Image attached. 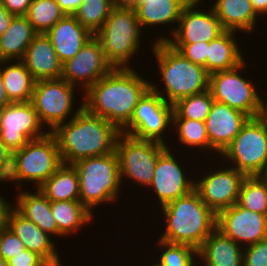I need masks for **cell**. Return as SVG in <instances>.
<instances>
[{"label": "cell", "mask_w": 267, "mask_h": 266, "mask_svg": "<svg viewBox=\"0 0 267 266\" xmlns=\"http://www.w3.org/2000/svg\"><path fill=\"white\" fill-rule=\"evenodd\" d=\"M141 75L134 68H113L82 91L83 107L121 131L130 122L139 100L151 88L152 79Z\"/></svg>", "instance_id": "obj_1"}, {"label": "cell", "mask_w": 267, "mask_h": 266, "mask_svg": "<svg viewBox=\"0 0 267 266\" xmlns=\"http://www.w3.org/2000/svg\"><path fill=\"white\" fill-rule=\"evenodd\" d=\"M63 164L115 152L121 131L106 119L89 113L84 107L69 121L52 132Z\"/></svg>", "instance_id": "obj_2"}, {"label": "cell", "mask_w": 267, "mask_h": 266, "mask_svg": "<svg viewBox=\"0 0 267 266\" xmlns=\"http://www.w3.org/2000/svg\"><path fill=\"white\" fill-rule=\"evenodd\" d=\"M161 208L165 224L159 239L178 244H188L198 249L216 229L217 215L201 200L193 189L185 196Z\"/></svg>", "instance_id": "obj_3"}, {"label": "cell", "mask_w": 267, "mask_h": 266, "mask_svg": "<svg viewBox=\"0 0 267 266\" xmlns=\"http://www.w3.org/2000/svg\"><path fill=\"white\" fill-rule=\"evenodd\" d=\"M151 53L158 68L160 84L151 81V89L167 103L173 105L178 100L202 93L209 89V73L198 64L186 59L179 51L165 41L152 43ZM164 84L161 89L159 85ZM164 88V89H163ZM163 89V90H162Z\"/></svg>", "instance_id": "obj_4"}, {"label": "cell", "mask_w": 267, "mask_h": 266, "mask_svg": "<svg viewBox=\"0 0 267 266\" xmlns=\"http://www.w3.org/2000/svg\"><path fill=\"white\" fill-rule=\"evenodd\" d=\"M143 33L135 9L115 6L94 37L100 42L106 60L113 68H133L130 63H135L132 61L134 55L138 56L141 52V37L143 40L146 38Z\"/></svg>", "instance_id": "obj_5"}, {"label": "cell", "mask_w": 267, "mask_h": 266, "mask_svg": "<svg viewBox=\"0 0 267 266\" xmlns=\"http://www.w3.org/2000/svg\"><path fill=\"white\" fill-rule=\"evenodd\" d=\"M72 166L79 178L80 202L92 214L103 203L119 200L123 187L116 152L81 159Z\"/></svg>", "instance_id": "obj_6"}, {"label": "cell", "mask_w": 267, "mask_h": 266, "mask_svg": "<svg viewBox=\"0 0 267 266\" xmlns=\"http://www.w3.org/2000/svg\"><path fill=\"white\" fill-rule=\"evenodd\" d=\"M62 164L57 141L48 132L43 137L29 140L25 146L12 153V167L7 182H13L21 189L32 183L37 189Z\"/></svg>", "instance_id": "obj_7"}, {"label": "cell", "mask_w": 267, "mask_h": 266, "mask_svg": "<svg viewBox=\"0 0 267 266\" xmlns=\"http://www.w3.org/2000/svg\"><path fill=\"white\" fill-rule=\"evenodd\" d=\"M219 158L245 176H263L267 170V119L249 118Z\"/></svg>", "instance_id": "obj_8"}, {"label": "cell", "mask_w": 267, "mask_h": 266, "mask_svg": "<svg viewBox=\"0 0 267 266\" xmlns=\"http://www.w3.org/2000/svg\"><path fill=\"white\" fill-rule=\"evenodd\" d=\"M246 61L231 70L209 74V90L214 101L227 104L249 118H256L262 114L263 91L260 94L257 91L258 85L253 80L246 79L245 73L243 75V70L246 72V68L249 69Z\"/></svg>", "instance_id": "obj_9"}, {"label": "cell", "mask_w": 267, "mask_h": 266, "mask_svg": "<svg viewBox=\"0 0 267 266\" xmlns=\"http://www.w3.org/2000/svg\"><path fill=\"white\" fill-rule=\"evenodd\" d=\"M75 90L79 88L61 78L35 82L31 103L42 126L49 128H46L48 132L71 120L83 108V101L75 105Z\"/></svg>", "instance_id": "obj_10"}, {"label": "cell", "mask_w": 267, "mask_h": 266, "mask_svg": "<svg viewBox=\"0 0 267 266\" xmlns=\"http://www.w3.org/2000/svg\"><path fill=\"white\" fill-rule=\"evenodd\" d=\"M167 148L165 144L141 140L121 132L115 144V152L122 186L127 179V183L133 181V185L138 184L147 189L154 177L158 157Z\"/></svg>", "instance_id": "obj_11"}, {"label": "cell", "mask_w": 267, "mask_h": 266, "mask_svg": "<svg viewBox=\"0 0 267 266\" xmlns=\"http://www.w3.org/2000/svg\"><path fill=\"white\" fill-rule=\"evenodd\" d=\"M172 116L173 105L167 103L150 88L139 100L130 122L121 132L141 140L156 141L168 146L170 143L166 142L165 136L171 133Z\"/></svg>", "instance_id": "obj_12"}, {"label": "cell", "mask_w": 267, "mask_h": 266, "mask_svg": "<svg viewBox=\"0 0 267 266\" xmlns=\"http://www.w3.org/2000/svg\"><path fill=\"white\" fill-rule=\"evenodd\" d=\"M216 159V164L212 163L214 169L210 168L212 170L209 171L208 168L205 174L200 173L194 177V189L199 193L201 200L217 215L223 209L237 203L240 187L246 176L226 163L224 166L217 165L222 161ZM202 174L204 175L201 176Z\"/></svg>", "instance_id": "obj_13"}, {"label": "cell", "mask_w": 267, "mask_h": 266, "mask_svg": "<svg viewBox=\"0 0 267 266\" xmlns=\"http://www.w3.org/2000/svg\"><path fill=\"white\" fill-rule=\"evenodd\" d=\"M44 128L31 101L11 102L0 109V138L12 153L43 137L48 133Z\"/></svg>", "instance_id": "obj_14"}, {"label": "cell", "mask_w": 267, "mask_h": 266, "mask_svg": "<svg viewBox=\"0 0 267 266\" xmlns=\"http://www.w3.org/2000/svg\"><path fill=\"white\" fill-rule=\"evenodd\" d=\"M201 6L200 3L187 4L182 10L174 33L168 37V33H165L167 35L162 34L163 36H160L159 32V36L157 35L154 38V42L165 41L167 44L210 42L223 34L226 30L216 17L212 7L205 10Z\"/></svg>", "instance_id": "obj_15"}, {"label": "cell", "mask_w": 267, "mask_h": 266, "mask_svg": "<svg viewBox=\"0 0 267 266\" xmlns=\"http://www.w3.org/2000/svg\"><path fill=\"white\" fill-rule=\"evenodd\" d=\"M170 145L168 148L158 157L155 165L154 177L147 190H152L155 195V202H159L158 205H163L185 196L194 189L195 177L193 174L191 177L190 170L183 167L184 163H181L172 151ZM173 152V153H172ZM175 156V157H174ZM181 163V164H180ZM185 168V169H184ZM157 198V199H156ZM157 200V201H156Z\"/></svg>", "instance_id": "obj_16"}, {"label": "cell", "mask_w": 267, "mask_h": 266, "mask_svg": "<svg viewBox=\"0 0 267 266\" xmlns=\"http://www.w3.org/2000/svg\"><path fill=\"white\" fill-rule=\"evenodd\" d=\"M112 69L100 42L93 36L72 59L63 63L61 79L85 92Z\"/></svg>", "instance_id": "obj_17"}, {"label": "cell", "mask_w": 267, "mask_h": 266, "mask_svg": "<svg viewBox=\"0 0 267 266\" xmlns=\"http://www.w3.org/2000/svg\"><path fill=\"white\" fill-rule=\"evenodd\" d=\"M216 228L246 247L267 239V216L235 203L217 214Z\"/></svg>", "instance_id": "obj_18"}, {"label": "cell", "mask_w": 267, "mask_h": 266, "mask_svg": "<svg viewBox=\"0 0 267 266\" xmlns=\"http://www.w3.org/2000/svg\"><path fill=\"white\" fill-rule=\"evenodd\" d=\"M249 117L243 112L214 101L205 125L211 145V155L219 157L240 132Z\"/></svg>", "instance_id": "obj_19"}, {"label": "cell", "mask_w": 267, "mask_h": 266, "mask_svg": "<svg viewBox=\"0 0 267 266\" xmlns=\"http://www.w3.org/2000/svg\"><path fill=\"white\" fill-rule=\"evenodd\" d=\"M21 61L36 81L61 78L63 64L45 33L35 36Z\"/></svg>", "instance_id": "obj_20"}, {"label": "cell", "mask_w": 267, "mask_h": 266, "mask_svg": "<svg viewBox=\"0 0 267 266\" xmlns=\"http://www.w3.org/2000/svg\"><path fill=\"white\" fill-rule=\"evenodd\" d=\"M62 64L72 59L94 35L73 15H66L45 33Z\"/></svg>", "instance_id": "obj_21"}, {"label": "cell", "mask_w": 267, "mask_h": 266, "mask_svg": "<svg viewBox=\"0 0 267 266\" xmlns=\"http://www.w3.org/2000/svg\"><path fill=\"white\" fill-rule=\"evenodd\" d=\"M197 250L200 266H243L244 247L217 228Z\"/></svg>", "instance_id": "obj_22"}, {"label": "cell", "mask_w": 267, "mask_h": 266, "mask_svg": "<svg viewBox=\"0 0 267 266\" xmlns=\"http://www.w3.org/2000/svg\"><path fill=\"white\" fill-rule=\"evenodd\" d=\"M18 192L14 199L13 207L24 217L30 219L42 231L48 233L50 236H56L64 240V236L58 231L56 221L51 213V202L46 196L37 188L24 191L20 188H15ZM16 200V201H15Z\"/></svg>", "instance_id": "obj_23"}, {"label": "cell", "mask_w": 267, "mask_h": 266, "mask_svg": "<svg viewBox=\"0 0 267 266\" xmlns=\"http://www.w3.org/2000/svg\"><path fill=\"white\" fill-rule=\"evenodd\" d=\"M212 3L210 5L226 31L254 34L258 21L264 20L256 14L251 0H215Z\"/></svg>", "instance_id": "obj_24"}, {"label": "cell", "mask_w": 267, "mask_h": 266, "mask_svg": "<svg viewBox=\"0 0 267 266\" xmlns=\"http://www.w3.org/2000/svg\"><path fill=\"white\" fill-rule=\"evenodd\" d=\"M187 4L185 0H147L139 4L135 11L143 31L145 28L148 30L147 27H151L150 29L153 30V27L156 29L159 26L161 28L169 26L171 28L169 36H171L177 27L182 10Z\"/></svg>", "instance_id": "obj_25"}, {"label": "cell", "mask_w": 267, "mask_h": 266, "mask_svg": "<svg viewBox=\"0 0 267 266\" xmlns=\"http://www.w3.org/2000/svg\"><path fill=\"white\" fill-rule=\"evenodd\" d=\"M238 32L225 31L216 39L209 42L207 55V72L209 74L231 70L246 60L242 48L236 38ZM237 36V37H236ZM241 48V49H240Z\"/></svg>", "instance_id": "obj_26"}, {"label": "cell", "mask_w": 267, "mask_h": 266, "mask_svg": "<svg viewBox=\"0 0 267 266\" xmlns=\"http://www.w3.org/2000/svg\"><path fill=\"white\" fill-rule=\"evenodd\" d=\"M37 34L26 16H14L0 36V61L22 60Z\"/></svg>", "instance_id": "obj_27"}, {"label": "cell", "mask_w": 267, "mask_h": 266, "mask_svg": "<svg viewBox=\"0 0 267 266\" xmlns=\"http://www.w3.org/2000/svg\"><path fill=\"white\" fill-rule=\"evenodd\" d=\"M8 227L24 243L25 249L40 256L52 255L57 251L52 236L42 231L30 219L21 215L14 207L8 217Z\"/></svg>", "instance_id": "obj_28"}, {"label": "cell", "mask_w": 267, "mask_h": 266, "mask_svg": "<svg viewBox=\"0 0 267 266\" xmlns=\"http://www.w3.org/2000/svg\"><path fill=\"white\" fill-rule=\"evenodd\" d=\"M0 74L10 102L31 101L36 80L21 60L0 61Z\"/></svg>", "instance_id": "obj_29"}, {"label": "cell", "mask_w": 267, "mask_h": 266, "mask_svg": "<svg viewBox=\"0 0 267 266\" xmlns=\"http://www.w3.org/2000/svg\"><path fill=\"white\" fill-rule=\"evenodd\" d=\"M51 213L56 221L58 231L65 238L73 237L74 234L78 235L77 232L82 231L84 226L90 225L95 220V215L80 201L51 202Z\"/></svg>", "instance_id": "obj_30"}, {"label": "cell", "mask_w": 267, "mask_h": 266, "mask_svg": "<svg viewBox=\"0 0 267 266\" xmlns=\"http://www.w3.org/2000/svg\"><path fill=\"white\" fill-rule=\"evenodd\" d=\"M38 189L50 202L80 201L79 178L72 165L62 164Z\"/></svg>", "instance_id": "obj_31"}, {"label": "cell", "mask_w": 267, "mask_h": 266, "mask_svg": "<svg viewBox=\"0 0 267 266\" xmlns=\"http://www.w3.org/2000/svg\"><path fill=\"white\" fill-rule=\"evenodd\" d=\"M171 128L174 135L175 133L177 135L176 137L178 141L175 140V142H177V147L179 142V148L180 145L187 147V150L191 147V150H193L192 155H194L195 152L198 153V151L201 153L203 152L204 155L205 153L206 155L208 153L211 155V145L209 144L205 122L193 119H172Z\"/></svg>", "instance_id": "obj_32"}, {"label": "cell", "mask_w": 267, "mask_h": 266, "mask_svg": "<svg viewBox=\"0 0 267 266\" xmlns=\"http://www.w3.org/2000/svg\"><path fill=\"white\" fill-rule=\"evenodd\" d=\"M237 204L267 216V178L246 176L240 187Z\"/></svg>", "instance_id": "obj_33"}, {"label": "cell", "mask_w": 267, "mask_h": 266, "mask_svg": "<svg viewBox=\"0 0 267 266\" xmlns=\"http://www.w3.org/2000/svg\"><path fill=\"white\" fill-rule=\"evenodd\" d=\"M114 7L112 0H84L73 16L91 34L95 35Z\"/></svg>", "instance_id": "obj_34"}, {"label": "cell", "mask_w": 267, "mask_h": 266, "mask_svg": "<svg viewBox=\"0 0 267 266\" xmlns=\"http://www.w3.org/2000/svg\"><path fill=\"white\" fill-rule=\"evenodd\" d=\"M66 16L55 0H32L26 17L38 33H46Z\"/></svg>", "instance_id": "obj_35"}, {"label": "cell", "mask_w": 267, "mask_h": 266, "mask_svg": "<svg viewBox=\"0 0 267 266\" xmlns=\"http://www.w3.org/2000/svg\"><path fill=\"white\" fill-rule=\"evenodd\" d=\"M214 102L210 90L190 95L173 104L172 119H193L205 122Z\"/></svg>", "instance_id": "obj_36"}, {"label": "cell", "mask_w": 267, "mask_h": 266, "mask_svg": "<svg viewBox=\"0 0 267 266\" xmlns=\"http://www.w3.org/2000/svg\"><path fill=\"white\" fill-rule=\"evenodd\" d=\"M157 240L159 251L156 256L158 258L155 260L161 266H199L198 250L195 247L188 244L169 243L159 238Z\"/></svg>", "instance_id": "obj_37"}, {"label": "cell", "mask_w": 267, "mask_h": 266, "mask_svg": "<svg viewBox=\"0 0 267 266\" xmlns=\"http://www.w3.org/2000/svg\"><path fill=\"white\" fill-rule=\"evenodd\" d=\"M179 51L186 59L194 64L204 67L207 71V55L209 42H196L192 44H169Z\"/></svg>", "instance_id": "obj_38"}, {"label": "cell", "mask_w": 267, "mask_h": 266, "mask_svg": "<svg viewBox=\"0 0 267 266\" xmlns=\"http://www.w3.org/2000/svg\"><path fill=\"white\" fill-rule=\"evenodd\" d=\"M25 249L24 243L7 227L0 232V256L8 260Z\"/></svg>", "instance_id": "obj_39"}, {"label": "cell", "mask_w": 267, "mask_h": 266, "mask_svg": "<svg viewBox=\"0 0 267 266\" xmlns=\"http://www.w3.org/2000/svg\"><path fill=\"white\" fill-rule=\"evenodd\" d=\"M243 266H267V239L244 247Z\"/></svg>", "instance_id": "obj_40"}, {"label": "cell", "mask_w": 267, "mask_h": 266, "mask_svg": "<svg viewBox=\"0 0 267 266\" xmlns=\"http://www.w3.org/2000/svg\"><path fill=\"white\" fill-rule=\"evenodd\" d=\"M12 167V152L0 138V183H7Z\"/></svg>", "instance_id": "obj_41"}, {"label": "cell", "mask_w": 267, "mask_h": 266, "mask_svg": "<svg viewBox=\"0 0 267 266\" xmlns=\"http://www.w3.org/2000/svg\"><path fill=\"white\" fill-rule=\"evenodd\" d=\"M41 256L28 249L7 260V266H35Z\"/></svg>", "instance_id": "obj_42"}, {"label": "cell", "mask_w": 267, "mask_h": 266, "mask_svg": "<svg viewBox=\"0 0 267 266\" xmlns=\"http://www.w3.org/2000/svg\"><path fill=\"white\" fill-rule=\"evenodd\" d=\"M0 3L14 16H26L32 0H0Z\"/></svg>", "instance_id": "obj_43"}, {"label": "cell", "mask_w": 267, "mask_h": 266, "mask_svg": "<svg viewBox=\"0 0 267 266\" xmlns=\"http://www.w3.org/2000/svg\"><path fill=\"white\" fill-rule=\"evenodd\" d=\"M3 196L0 193V232L8 227V217L13 208L11 200H5L6 197Z\"/></svg>", "instance_id": "obj_44"}, {"label": "cell", "mask_w": 267, "mask_h": 266, "mask_svg": "<svg viewBox=\"0 0 267 266\" xmlns=\"http://www.w3.org/2000/svg\"><path fill=\"white\" fill-rule=\"evenodd\" d=\"M66 15H73L84 0H55Z\"/></svg>", "instance_id": "obj_45"}, {"label": "cell", "mask_w": 267, "mask_h": 266, "mask_svg": "<svg viewBox=\"0 0 267 266\" xmlns=\"http://www.w3.org/2000/svg\"><path fill=\"white\" fill-rule=\"evenodd\" d=\"M35 266H63V263H61L60 255L56 251L52 255L41 256Z\"/></svg>", "instance_id": "obj_46"}, {"label": "cell", "mask_w": 267, "mask_h": 266, "mask_svg": "<svg viewBox=\"0 0 267 266\" xmlns=\"http://www.w3.org/2000/svg\"><path fill=\"white\" fill-rule=\"evenodd\" d=\"M14 15H12L1 3H0V36L9 27L11 20Z\"/></svg>", "instance_id": "obj_47"}, {"label": "cell", "mask_w": 267, "mask_h": 266, "mask_svg": "<svg viewBox=\"0 0 267 266\" xmlns=\"http://www.w3.org/2000/svg\"><path fill=\"white\" fill-rule=\"evenodd\" d=\"M251 3L256 14L261 18L267 10V0H251Z\"/></svg>", "instance_id": "obj_48"}, {"label": "cell", "mask_w": 267, "mask_h": 266, "mask_svg": "<svg viewBox=\"0 0 267 266\" xmlns=\"http://www.w3.org/2000/svg\"><path fill=\"white\" fill-rule=\"evenodd\" d=\"M11 102L7 98V94L5 91L4 83L0 74V109L4 106L10 104Z\"/></svg>", "instance_id": "obj_49"}, {"label": "cell", "mask_w": 267, "mask_h": 266, "mask_svg": "<svg viewBox=\"0 0 267 266\" xmlns=\"http://www.w3.org/2000/svg\"><path fill=\"white\" fill-rule=\"evenodd\" d=\"M267 88V86H265ZM262 98V114L261 116L265 119H267V93H266V98L263 96Z\"/></svg>", "instance_id": "obj_50"}, {"label": "cell", "mask_w": 267, "mask_h": 266, "mask_svg": "<svg viewBox=\"0 0 267 266\" xmlns=\"http://www.w3.org/2000/svg\"><path fill=\"white\" fill-rule=\"evenodd\" d=\"M145 1H147V0H130L125 6L135 9L139 4H141Z\"/></svg>", "instance_id": "obj_51"}, {"label": "cell", "mask_w": 267, "mask_h": 266, "mask_svg": "<svg viewBox=\"0 0 267 266\" xmlns=\"http://www.w3.org/2000/svg\"><path fill=\"white\" fill-rule=\"evenodd\" d=\"M115 6H125L130 0H112Z\"/></svg>", "instance_id": "obj_52"}, {"label": "cell", "mask_w": 267, "mask_h": 266, "mask_svg": "<svg viewBox=\"0 0 267 266\" xmlns=\"http://www.w3.org/2000/svg\"><path fill=\"white\" fill-rule=\"evenodd\" d=\"M188 4H194V3H200L203 5V2H206L204 0H185ZM208 1V0H207Z\"/></svg>", "instance_id": "obj_53"}, {"label": "cell", "mask_w": 267, "mask_h": 266, "mask_svg": "<svg viewBox=\"0 0 267 266\" xmlns=\"http://www.w3.org/2000/svg\"><path fill=\"white\" fill-rule=\"evenodd\" d=\"M0 266H7V261L0 256Z\"/></svg>", "instance_id": "obj_54"}, {"label": "cell", "mask_w": 267, "mask_h": 266, "mask_svg": "<svg viewBox=\"0 0 267 266\" xmlns=\"http://www.w3.org/2000/svg\"><path fill=\"white\" fill-rule=\"evenodd\" d=\"M147 266H148V263H147ZM149 266H161V265L158 262L156 263V260H153V264H152V261H151V264H149Z\"/></svg>", "instance_id": "obj_55"}, {"label": "cell", "mask_w": 267, "mask_h": 266, "mask_svg": "<svg viewBox=\"0 0 267 266\" xmlns=\"http://www.w3.org/2000/svg\"><path fill=\"white\" fill-rule=\"evenodd\" d=\"M265 178H267V170H266V172H265V174L263 175Z\"/></svg>", "instance_id": "obj_56"}, {"label": "cell", "mask_w": 267, "mask_h": 266, "mask_svg": "<svg viewBox=\"0 0 267 266\" xmlns=\"http://www.w3.org/2000/svg\"><path fill=\"white\" fill-rule=\"evenodd\" d=\"M262 17H267V10H266V12H265L264 16H262Z\"/></svg>", "instance_id": "obj_57"}]
</instances>
